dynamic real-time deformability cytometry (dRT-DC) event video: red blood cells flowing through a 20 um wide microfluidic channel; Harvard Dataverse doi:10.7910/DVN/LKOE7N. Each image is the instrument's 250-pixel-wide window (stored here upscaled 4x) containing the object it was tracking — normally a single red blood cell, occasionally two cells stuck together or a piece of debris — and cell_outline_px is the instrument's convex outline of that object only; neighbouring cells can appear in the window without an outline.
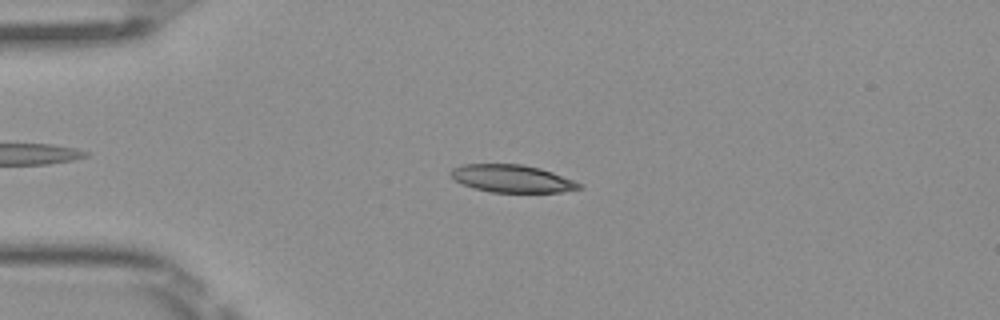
{"species": "Egyptian fruit bat (a non-hibernating species)", "species_latin": "Rousettus aegyptiacus", "temperature_condition": "room temperature", "stored_images_in_passage": 50, "camera_frame_rate_fps": 3000, "um_per_image_px": 0.085, "frame": {"image": 1, "passage_image": 12, "time_ms": 3.667, "image_size_px": [1000, 320], "cell_outline_px": [[584, 188], [560, 192], [492, 192], [476, 188], [464, 184], [448, 176], [448, 172], [452, 168], [464, 164], [524, 164], [540, 168], [552, 172], [572, 180], [580, 184]], "centroid_in_image_um": [43.49, 15.17], "position_along_channel_um": 41.5, "area_um2": 20.52}}
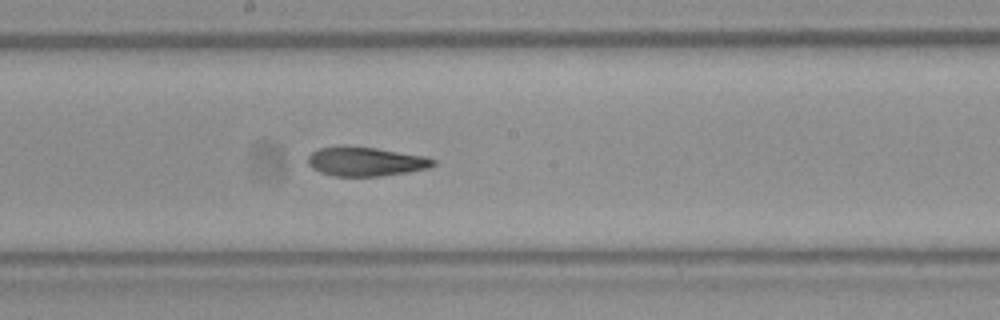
{"frame": {"image": 2, "passage_image": 27, "time_ms": 8.667, "image_size_px": [1000, 320], "cell_outline_px": [[436, 164], [428, 168], [408, 172], [380, 176], [336, 176], [320, 172], [312, 168], [308, 164], [308, 156], [312, 152], [320, 148], [376, 148], [424, 156], [436, 160]], "centroid_in_image_um": [31.12, 13.76], "position_along_channel_um": 217.1, "area_um2": 20.63}}
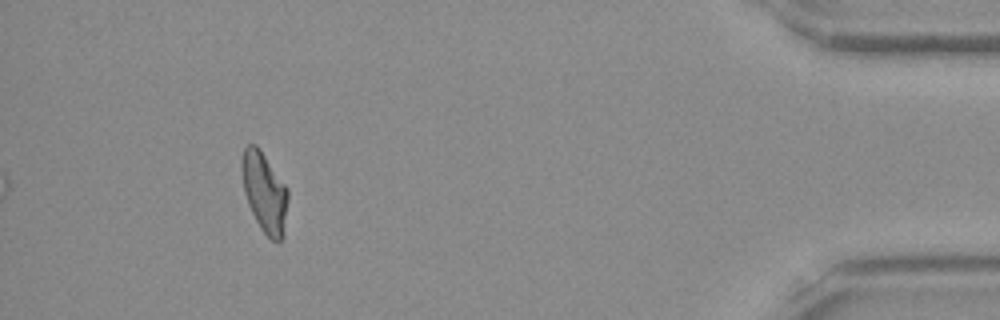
{"frame": {"image": 3, "passage_image": 46, "time_ms": 15.0, "image_size_px": [1000, 320], "cell_outline_px": [[288, 200], [284, 236], [280, 240], [272, 240], [260, 228], [248, 204], [244, 192], [240, 168], [240, 160], [244, 148], [248, 144], [256, 144], [260, 148], [288, 188]], "centroid_in_image_um": [22.47, 16.3], "position_along_channel_um": 412.7, "area_um2": 21.79}, "authors_computed_cell_mechanics": {"area_um2": 21.4727, "velocity_mm_per_s": 4.0481, "shape_relaxation_time_tau1_ms": null, "shape_relaxation_time_tau2_ms": 3.5122, "deformation_change_tau1": null, "deformation_change_tau2": 0.1173}}